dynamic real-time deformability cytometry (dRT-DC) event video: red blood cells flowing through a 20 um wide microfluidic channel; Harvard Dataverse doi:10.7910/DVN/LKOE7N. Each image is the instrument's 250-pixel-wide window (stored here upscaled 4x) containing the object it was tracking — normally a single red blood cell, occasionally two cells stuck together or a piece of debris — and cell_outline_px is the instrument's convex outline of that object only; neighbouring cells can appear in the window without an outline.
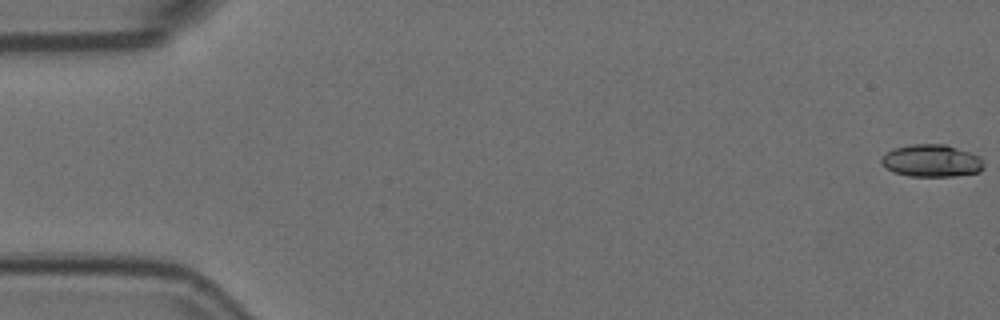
{"species": "Egyptian fruit bat (a non-hibernating species)", "species_latin": "Rousettus aegyptiacus", "temperature_condition": "room temperature", "stored_images_in_passage": 55, "camera_frame_rate_fps": 3000, "um_per_image_px": 0.085, "animal": {"sex": "female"}, "frame": {"image": 1, "passage_image": 1, "time_ms": 0.0, "image_size_px": [1000, 320], "cell_outline_px": [[984, 168], [980, 172], [956, 176], [908, 176], [892, 172], [884, 168], [880, 160], [880, 156], [884, 152], [892, 148], [912, 144], [944, 144], [980, 156], [984, 164]], "centroid_in_image_um": [79.13, 13.67], "position_along_channel_um": 5.9, "area_um2": 19.65}}
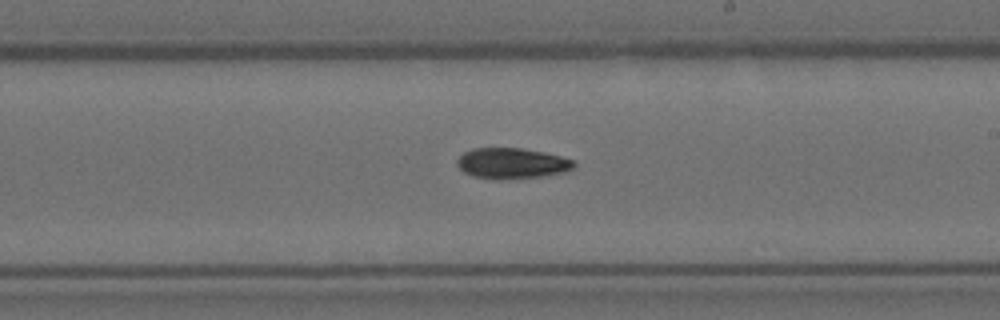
{"frame": {"image": 2, "passage_image": 32, "time_ms": 10.333, "image_size_px": [1000, 320], "cell_outline_px": [[576, 164], [572, 168], [564, 172], [544, 176], [472, 176], [464, 172], [456, 164], [456, 160], [464, 152], [472, 148], [520, 148], [544, 152], [576, 160]], "centroid_in_image_um": [43.54, 13.82], "position_along_channel_um": 245.5, "area_um2": 20.0}}
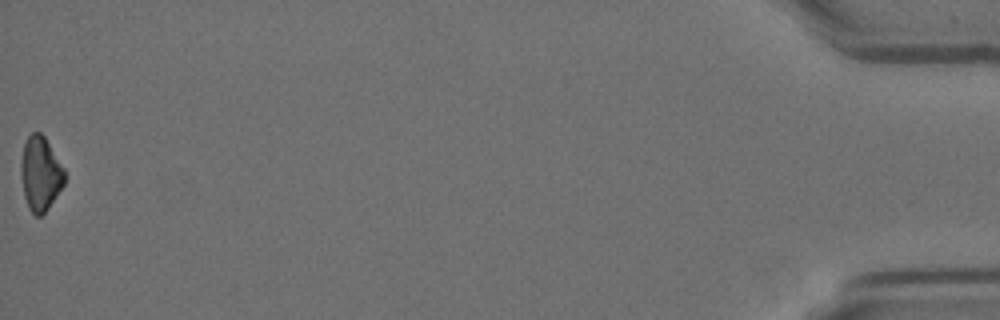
{"frame": {"image": 3, "passage_image": 55, "time_ms": 18.0, "image_size_px": [1000, 320], "cell_outline_px": [[64, 184], [48, 208], [40, 216], [36, 216], [28, 208], [24, 196], [20, 176], [20, 164], [24, 144], [28, 136], [32, 132], [40, 132], [44, 136], [64, 168]], "centroid_in_image_um": [3.41, 14.76], "position_along_channel_um": 431.8, "area_um2": 18.79}, "authors_computed_cell_mechanics": {"area_um2": 20.1722, "velocity_mm_per_s": 3.7613, "shape_relaxation_time_tau1_ms": 8.8319, "shape_relaxation_time_tau2_ms": null, "deformation_change_tau1": 0.1752, "deformation_change_tau2": null}}